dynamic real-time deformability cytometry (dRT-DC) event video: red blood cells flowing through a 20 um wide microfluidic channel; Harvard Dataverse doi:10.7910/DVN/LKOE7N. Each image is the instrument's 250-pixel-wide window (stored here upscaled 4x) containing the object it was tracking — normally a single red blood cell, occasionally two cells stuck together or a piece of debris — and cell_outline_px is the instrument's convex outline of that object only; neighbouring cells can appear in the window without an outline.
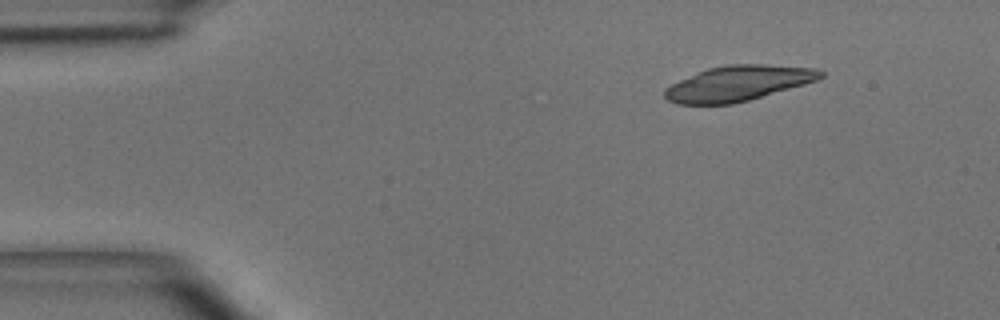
{"species": "common noctule bat (a hibernating species)", "species_latin": "Nyctalus noctula", "temperature_condition": "room temperature", "stored_images_in_passage": 3, "camera_frame_rate_fps": 3000, "um_per_image_px": 0.085, "animal": {"sex": "male", "body_mass_g": 15.6}, "frame": {"image": 1, "passage_image": 1, "time_ms": 0.0, "image_size_px": [1000, 320], "cell_outline_px": [[824, 76], [816, 80], [804, 84], [748, 100], [732, 104], [676, 104], [668, 100], [664, 96], [664, 88], [696, 72], [708, 68], [728, 64], [764, 64], [816, 68], [824, 72]], "centroid_in_image_um": [62.72, 7.07], "position_along_channel_um": 22.3, "area_um2": 31.85}}